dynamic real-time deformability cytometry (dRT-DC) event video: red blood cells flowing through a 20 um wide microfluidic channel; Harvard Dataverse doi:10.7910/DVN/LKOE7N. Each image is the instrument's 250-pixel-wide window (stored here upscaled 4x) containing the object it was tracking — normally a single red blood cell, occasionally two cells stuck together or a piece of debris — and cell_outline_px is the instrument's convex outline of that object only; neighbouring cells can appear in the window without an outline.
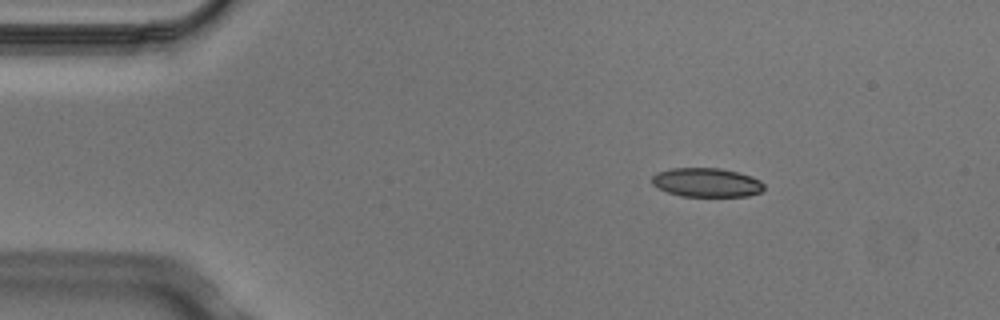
{"species": "Egyptian fruit bat (a non-hibernating species)", "species_latin": "Rousettus aegyptiacus", "temperature_condition": "cold", "stored_images_in_passage": 5, "segment_of_instrument_passage": [1, 2], "camera_frame_rate_fps": 3000, "um_per_image_px": 0.085, "animal": {"sex": "male"}, "frame": {"image": 1, "passage_image": 2, "time_ms": 0.333, "image_size_px": [1000, 320], "cell_outline_px": [[764, 188], [760, 192], [748, 196], [680, 196], [668, 192], [652, 184], [652, 176], [656, 172], [672, 168], [720, 168], [752, 176], [760, 180], [764, 184]], "centroid_in_image_um": [60.06, 15.51], "position_along_channel_um": 24.9, "area_um2": 18.9}}